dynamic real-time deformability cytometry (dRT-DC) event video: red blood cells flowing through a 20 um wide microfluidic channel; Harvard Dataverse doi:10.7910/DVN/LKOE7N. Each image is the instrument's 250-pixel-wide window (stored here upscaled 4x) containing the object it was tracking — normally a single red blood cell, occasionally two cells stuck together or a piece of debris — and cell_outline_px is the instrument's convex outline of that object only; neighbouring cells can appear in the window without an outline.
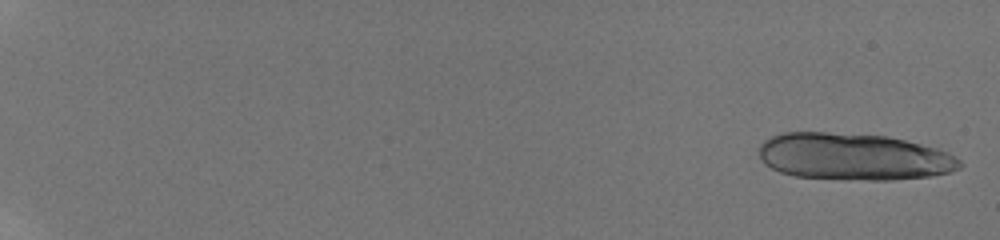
{"species": "human", "species_latin": "Homo sapiens", "temperature_condition": "room temperature", "stored_images_in_passage": 16, "camera_frame_rate_fps": 3000, "um_per_image_px": 0.085, "donor": {"sex": "male"}, "frame": {"image": 1, "passage_image": 1, "time_ms": 0.0, "image_size_px": [1000, 240], "cell_outline_px": [[964, 164], [960, 168], [948, 172], [932, 176], [892, 180], [848, 180], [796, 176], [780, 172], [764, 164], [760, 160], [756, 152], [760, 144], [764, 140], [780, 132], [828, 132], [888, 136], [936, 148], [948, 152], [956, 156]], "centroid_in_image_um": [72.52, 13.32], "position_along_channel_um": 12.5, "area_um2": 55.55}}
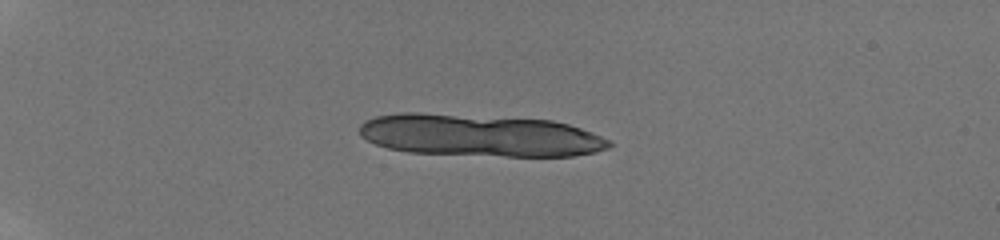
{"frame": {"image": 2, "passage_image": 10, "time_ms": 4.667, "image_size_px": [1000, 240], "cell_outline_px": [[612, 148], [596, 152], [572, 156], [504, 156], [408, 152], [388, 148], [376, 144], [360, 136], [360, 124], [364, 120], [376, 116], [404, 112], [416, 112], [552, 120], [568, 124], [592, 132], [608, 140], [612, 144]], "centroid_in_image_um": [40.78, 11.51], "position_along_channel_um": 44.2, "area_um2": 61.38}}